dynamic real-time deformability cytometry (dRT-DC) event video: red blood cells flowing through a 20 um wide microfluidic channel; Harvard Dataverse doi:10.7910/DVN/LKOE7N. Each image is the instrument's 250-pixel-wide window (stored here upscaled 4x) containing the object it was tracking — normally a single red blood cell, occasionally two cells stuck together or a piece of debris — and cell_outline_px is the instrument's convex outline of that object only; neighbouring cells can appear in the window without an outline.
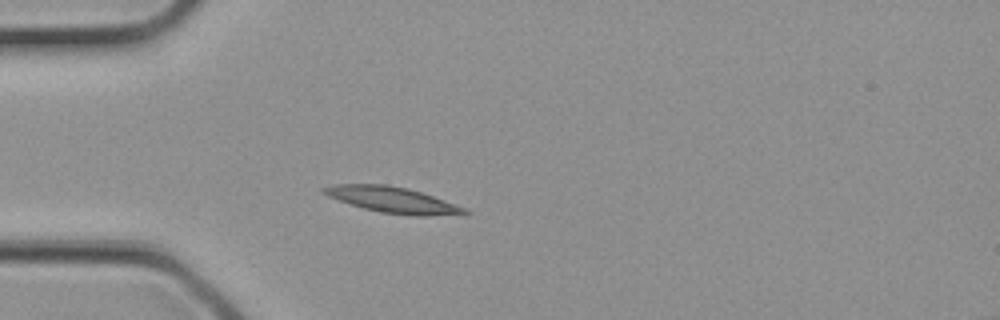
{"species": "common noctule bat (a hibernating species)", "species_latin": "Nyctalus noctula", "temperature_condition": "cold", "stored_images_in_passage": 4, "camera_frame_rate_fps": 3000, "um_per_image_px": 0.085, "animal": {"sex": "female", "body_mass_g": 21.9}, "frame": {"image": 1, "passage_image": 4, "time_ms": 1.0, "image_size_px": [1000, 320], "cell_outline_px": [[472, 212], [428, 216], [416, 216], [380, 212], [364, 208], [328, 196], [320, 192], [320, 188], [332, 184], [384, 184], [408, 188], [468, 208]], "centroid_in_image_um": [33.34, 16.98], "position_along_channel_um": 51.7, "area_um2": 21.04}}